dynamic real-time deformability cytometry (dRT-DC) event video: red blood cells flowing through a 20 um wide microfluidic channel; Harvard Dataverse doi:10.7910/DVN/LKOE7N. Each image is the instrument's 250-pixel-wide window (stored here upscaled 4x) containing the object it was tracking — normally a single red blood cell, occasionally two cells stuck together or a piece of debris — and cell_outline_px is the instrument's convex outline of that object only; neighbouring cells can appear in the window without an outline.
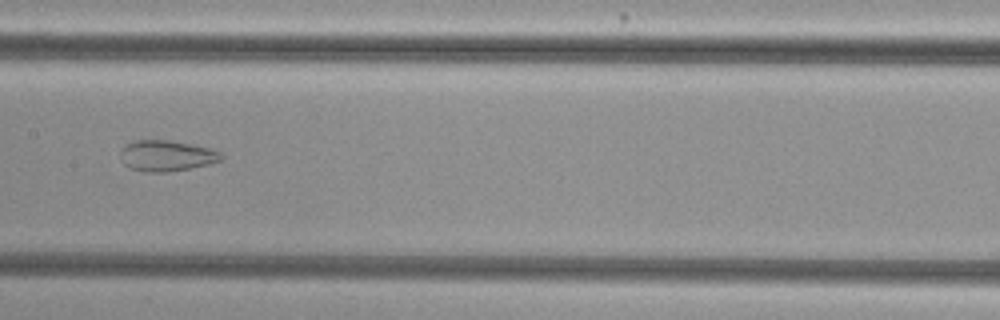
{"species": "common noctule bat (a hibernating species)", "species_latin": "Nyctalus noctula", "temperature_condition": "cold", "stored_images_in_passage": 42, "camera_frame_rate_fps": 3000, "um_per_image_px": 0.085, "animal": {"sex": "female", "body_mass_g": 29.2, "forearm_length_mm": 56.3}, "frame": {"image": 1, "passage_image": 16, "time_ms": 5.0, "image_size_px": [1000, 320], "cell_outline_px": [[224, 156], [220, 160], [208, 164], [188, 168], [164, 172], [144, 172], [128, 168], [124, 164], [120, 156], [120, 152], [128, 144], [136, 140], [172, 140], [212, 148], [220, 152]], "centroid_in_image_um": [14.16, 13.23], "position_along_channel_um": 193.2, "area_um2": 18.09}}
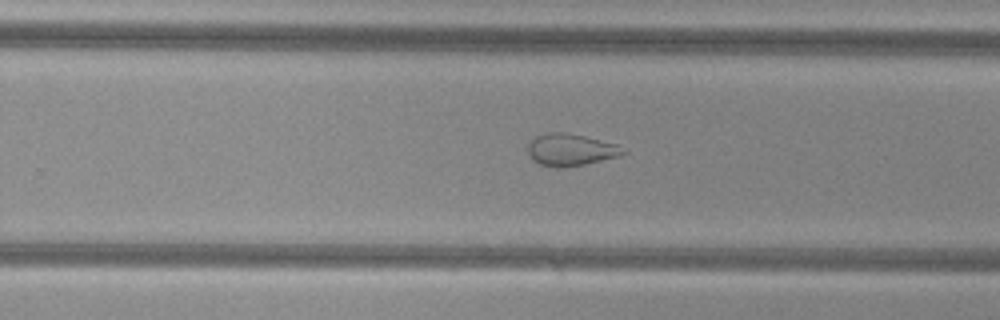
{"frame": {"image": 2, "passage_image": 23, "time_ms": 7.333, "image_size_px": [1000, 320], "cell_outline_px": [[628, 152], [620, 156], [584, 164], [560, 168], [540, 164], [532, 160], [528, 152], [528, 144], [536, 136], [548, 132], [564, 132], [584, 136], [616, 144]], "centroid_in_image_um": [48.5, 12.73], "position_along_channel_um": 281.3, "area_um2": 17.63}}
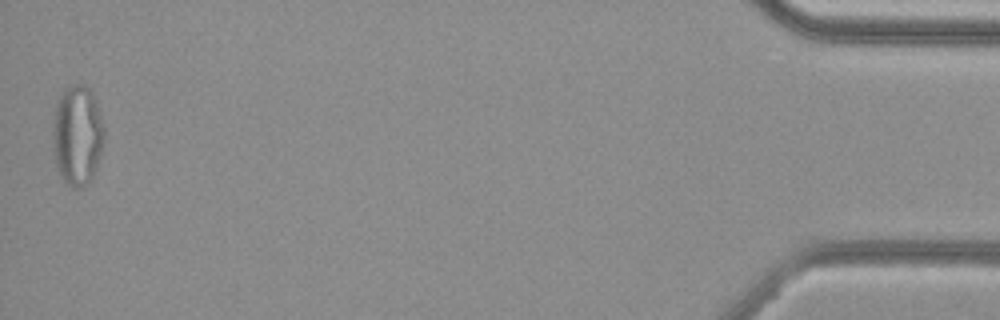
{"frame": {"image": 3, "passage_image": 42, "time_ms": 13.667, "image_size_px": [1000, 320], "cell_outline_px": [[104, 140], [96, 168], [92, 176], [84, 184], [76, 188], [72, 188], [60, 176], [56, 164], [52, 148], [52, 128], [56, 104], [64, 88], [76, 84], [84, 84], [92, 92], [104, 128]], "centroid_in_image_um": [6.54, 11.48], "position_along_channel_um": 428.7, "area_um2": 29.82}, "authors_computed_cell_mechanics": {"area_um2": 23.4379, "velocity_mm_per_s": 3.7818, "shape_relaxation_time_tau1_ms": null, "shape_relaxation_time_tau2_ms": 1.5795, "deformation_change_tau1": null, "deformation_change_tau2": 0.0844}}